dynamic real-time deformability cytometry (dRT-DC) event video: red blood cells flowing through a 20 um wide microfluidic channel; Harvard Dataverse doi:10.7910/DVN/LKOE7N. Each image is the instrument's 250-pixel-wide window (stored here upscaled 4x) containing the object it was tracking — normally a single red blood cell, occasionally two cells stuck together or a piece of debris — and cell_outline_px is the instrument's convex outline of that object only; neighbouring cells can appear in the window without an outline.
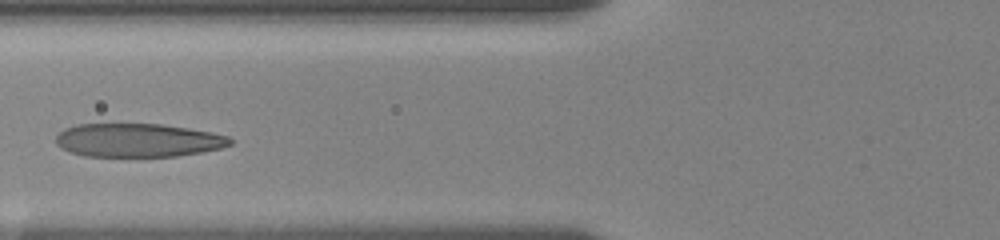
{"species": "human", "species_latin": "Homo sapiens", "temperature_condition": "room temperature", "stored_images_in_passage": 13, "camera_frame_rate_fps": 3000, "um_per_image_px": 0.085, "donor": {"sex": "female"}, "frame": {"image": 1, "passage_image": 12, "time_ms": 4.0, "image_size_px": [1000, 240], "cell_outline_px": [[232, 144], [220, 148], [200, 152], [176, 156], [84, 156], [60, 148], [56, 144], [56, 136], [64, 128], [76, 124], [160, 124], [188, 128], [212, 132], [228, 136], [232, 140]], "centroid_in_image_um": [11.71, 11.91], "position_along_channel_um": 114.1, "area_um2": 33.99}}